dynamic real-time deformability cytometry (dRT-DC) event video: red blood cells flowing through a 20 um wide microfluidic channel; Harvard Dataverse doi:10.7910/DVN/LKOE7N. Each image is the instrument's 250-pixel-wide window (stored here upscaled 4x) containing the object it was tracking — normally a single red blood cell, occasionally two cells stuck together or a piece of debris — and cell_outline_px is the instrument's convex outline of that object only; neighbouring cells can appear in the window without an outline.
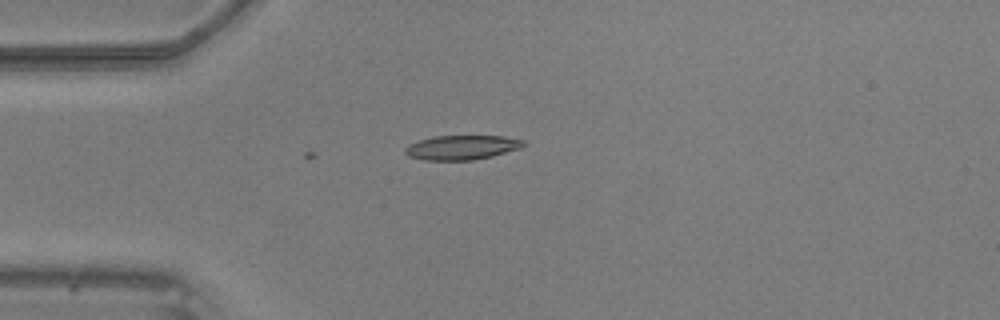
{"species": "common noctule bat (a hibernating species)", "species_latin": "Nyctalus noctula", "temperature_condition": "warm", "stored_images_in_passage": 2, "camera_frame_rate_fps": 3000, "um_per_image_px": 0.085, "animal": {"sex": "male", "body_mass_g": 20.5, "forearm_length_mm": 52.5}, "frame": {"image": 1, "passage_image": 2, "time_ms": 0.333, "image_size_px": [1000, 320], "cell_outline_px": [[528, 144], [520, 148], [492, 156], [472, 160], [424, 160], [408, 156], [404, 152], [404, 148], [408, 144], [432, 136], [504, 136], [524, 140]], "centroid_in_image_um": [39.25, 12.53], "position_along_channel_um": 45.8, "area_um2": 16.94}}